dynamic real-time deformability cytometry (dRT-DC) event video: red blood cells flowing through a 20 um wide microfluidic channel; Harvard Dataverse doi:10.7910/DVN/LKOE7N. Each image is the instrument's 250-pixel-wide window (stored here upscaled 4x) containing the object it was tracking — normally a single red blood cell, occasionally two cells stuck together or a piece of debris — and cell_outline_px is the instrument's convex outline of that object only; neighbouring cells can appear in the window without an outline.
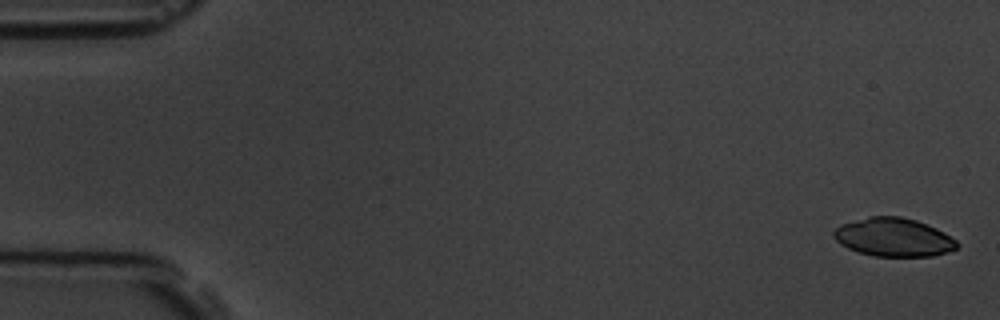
{"species": "common noctule bat (a hibernating species)", "species_latin": "Nyctalus noctula", "temperature_condition": "room temperature", "stored_images_in_passage": 6, "camera_frame_rate_fps": 3000, "um_per_image_px": 0.085, "animal": {"sex": "male", "body_mass_g": 19.5, "forearm_length_mm": 54.6}, "frame": {"image": 1, "passage_image": 1, "time_ms": 0.0, "image_size_px": [1000, 320], "cell_outline_px": [[960, 244], [956, 248], [932, 256], [872, 256], [848, 248], [840, 244], [832, 236], [832, 232], [840, 224], [868, 216], [900, 216], [916, 220], [928, 224], [944, 232], [956, 240]], "centroid_in_image_um": [75.93, 20.15], "position_along_channel_um": 9.1, "area_um2": 27.69}}